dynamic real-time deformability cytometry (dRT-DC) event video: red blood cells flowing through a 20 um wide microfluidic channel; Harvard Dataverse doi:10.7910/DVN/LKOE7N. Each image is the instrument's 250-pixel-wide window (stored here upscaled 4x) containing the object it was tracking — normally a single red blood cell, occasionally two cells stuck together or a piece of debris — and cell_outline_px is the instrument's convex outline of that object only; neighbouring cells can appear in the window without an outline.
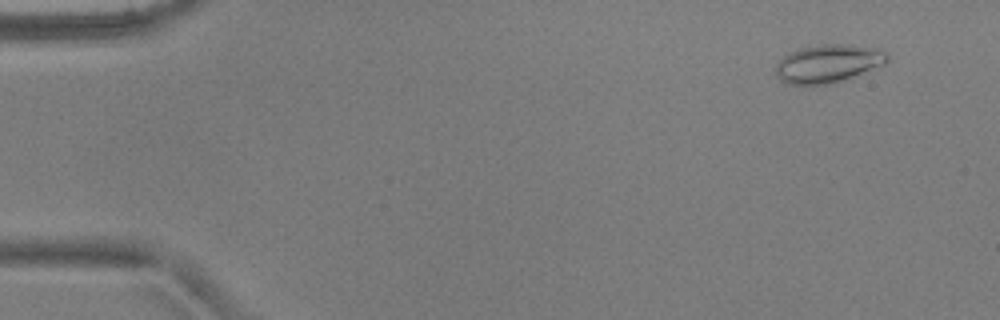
{"species": "common noctule bat (a hibernating species)", "species_latin": "Nyctalus noctula", "temperature_condition": "warm", "stored_images_in_passage": 4, "camera_frame_rate_fps": 3000, "um_per_image_px": 0.085, "animal": {"sex": "male", "body_mass_g": 17.9, "forearm_length_mm": 54.2}, "frame": {"image": 1, "passage_image": 1, "time_ms": 0.0, "image_size_px": [1000, 320], "cell_outline_px": [[888, 60], [884, 64], [832, 84], [788, 84], [780, 80], [776, 76], [776, 64], [784, 56], [800, 48], [824, 44], [844, 44], [872, 48], [888, 52]], "centroid_in_image_um": [70.37, 5.41], "position_along_channel_um": 14.6, "area_um2": 24.39}}